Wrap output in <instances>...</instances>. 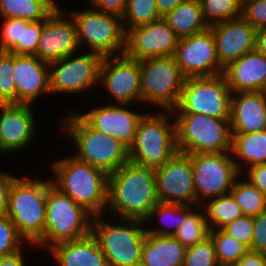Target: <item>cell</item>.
<instances>
[{"label": "cell", "instance_id": "obj_18", "mask_svg": "<svg viewBox=\"0 0 266 266\" xmlns=\"http://www.w3.org/2000/svg\"><path fill=\"white\" fill-rule=\"evenodd\" d=\"M63 17V12L57 7L43 20L35 55L44 62L50 63L74 55L80 46L74 18L70 15V21Z\"/></svg>", "mask_w": 266, "mask_h": 266}, {"label": "cell", "instance_id": "obj_42", "mask_svg": "<svg viewBox=\"0 0 266 266\" xmlns=\"http://www.w3.org/2000/svg\"><path fill=\"white\" fill-rule=\"evenodd\" d=\"M2 24V36L0 40V51L10 52L21 41L22 19L4 18Z\"/></svg>", "mask_w": 266, "mask_h": 266}, {"label": "cell", "instance_id": "obj_27", "mask_svg": "<svg viewBox=\"0 0 266 266\" xmlns=\"http://www.w3.org/2000/svg\"><path fill=\"white\" fill-rule=\"evenodd\" d=\"M163 19L180 39L209 28L203 17L200 0H183L175 9L163 16Z\"/></svg>", "mask_w": 266, "mask_h": 266}, {"label": "cell", "instance_id": "obj_16", "mask_svg": "<svg viewBox=\"0 0 266 266\" xmlns=\"http://www.w3.org/2000/svg\"><path fill=\"white\" fill-rule=\"evenodd\" d=\"M179 40L178 35L161 18L129 29L125 36L124 54L136 60L173 56Z\"/></svg>", "mask_w": 266, "mask_h": 266}, {"label": "cell", "instance_id": "obj_30", "mask_svg": "<svg viewBox=\"0 0 266 266\" xmlns=\"http://www.w3.org/2000/svg\"><path fill=\"white\" fill-rule=\"evenodd\" d=\"M243 215L256 217L266 208V194L261 192L249 180L234 181L230 190Z\"/></svg>", "mask_w": 266, "mask_h": 266}, {"label": "cell", "instance_id": "obj_6", "mask_svg": "<svg viewBox=\"0 0 266 266\" xmlns=\"http://www.w3.org/2000/svg\"><path fill=\"white\" fill-rule=\"evenodd\" d=\"M176 119L177 150L186 154L231 152L230 119L202 114L178 113Z\"/></svg>", "mask_w": 266, "mask_h": 266}, {"label": "cell", "instance_id": "obj_26", "mask_svg": "<svg viewBox=\"0 0 266 266\" xmlns=\"http://www.w3.org/2000/svg\"><path fill=\"white\" fill-rule=\"evenodd\" d=\"M186 249L174 236L146 233L140 266H183Z\"/></svg>", "mask_w": 266, "mask_h": 266}, {"label": "cell", "instance_id": "obj_24", "mask_svg": "<svg viewBox=\"0 0 266 266\" xmlns=\"http://www.w3.org/2000/svg\"><path fill=\"white\" fill-rule=\"evenodd\" d=\"M231 96L232 133H254L266 129V92H234ZM237 94V95H236Z\"/></svg>", "mask_w": 266, "mask_h": 266}, {"label": "cell", "instance_id": "obj_40", "mask_svg": "<svg viewBox=\"0 0 266 266\" xmlns=\"http://www.w3.org/2000/svg\"><path fill=\"white\" fill-rule=\"evenodd\" d=\"M21 239L12 220L0 214V258L20 251Z\"/></svg>", "mask_w": 266, "mask_h": 266}, {"label": "cell", "instance_id": "obj_13", "mask_svg": "<svg viewBox=\"0 0 266 266\" xmlns=\"http://www.w3.org/2000/svg\"><path fill=\"white\" fill-rule=\"evenodd\" d=\"M154 171L160 202L197 206L191 154L177 151Z\"/></svg>", "mask_w": 266, "mask_h": 266}, {"label": "cell", "instance_id": "obj_36", "mask_svg": "<svg viewBox=\"0 0 266 266\" xmlns=\"http://www.w3.org/2000/svg\"><path fill=\"white\" fill-rule=\"evenodd\" d=\"M200 3L208 26L241 16V0H200Z\"/></svg>", "mask_w": 266, "mask_h": 266}, {"label": "cell", "instance_id": "obj_15", "mask_svg": "<svg viewBox=\"0 0 266 266\" xmlns=\"http://www.w3.org/2000/svg\"><path fill=\"white\" fill-rule=\"evenodd\" d=\"M173 56L186 78L223 73L224 68L218 61L214 34L210 28L181 38Z\"/></svg>", "mask_w": 266, "mask_h": 266}, {"label": "cell", "instance_id": "obj_32", "mask_svg": "<svg viewBox=\"0 0 266 266\" xmlns=\"http://www.w3.org/2000/svg\"><path fill=\"white\" fill-rule=\"evenodd\" d=\"M210 230L216 257L220 266H231L239 261L249 249L231 235L227 234L223 229Z\"/></svg>", "mask_w": 266, "mask_h": 266}, {"label": "cell", "instance_id": "obj_7", "mask_svg": "<svg viewBox=\"0 0 266 266\" xmlns=\"http://www.w3.org/2000/svg\"><path fill=\"white\" fill-rule=\"evenodd\" d=\"M167 120L166 115L143 114L129 148L130 161L156 169L178 151L176 125H171Z\"/></svg>", "mask_w": 266, "mask_h": 266}, {"label": "cell", "instance_id": "obj_20", "mask_svg": "<svg viewBox=\"0 0 266 266\" xmlns=\"http://www.w3.org/2000/svg\"><path fill=\"white\" fill-rule=\"evenodd\" d=\"M125 104H112L82 114L96 130L106 133L124 144L128 149L134 142L141 114L125 109Z\"/></svg>", "mask_w": 266, "mask_h": 266}, {"label": "cell", "instance_id": "obj_48", "mask_svg": "<svg viewBox=\"0 0 266 266\" xmlns=\"http://www.w3.org/2000/svg\"><path fill=\"white\" fill-rule=\"evenodd\" d=\"M231 266H266V253L249 250L239 261Z\"/></svg>", "mask_w": 266, "mask_h": 266}, {"label": "cell", "instance_id": "obj_23", "mask_svg": "<svg viewBox=\"0 0 266 266\" xmlns=\"http://www.w3.org/2000/svg\"><path fill=\"white\" fill-rule=\"evenodd\" d=\"M222 75L232 93L266 92V55L257 49L228 64Z\"/></svg>", "mask_w": 266, "mask_h": 266}, {"label": "cell", "instance_id": "obj_4", "mask_svg": "<svg viewBox=\"0 0 266 266\" xmlns=\"http://www.w3.org/2000/svg\"><path fill=\"white\" fill-rule=\"evenodd\" d=\"M65 126L79 149L74 157L100 168L107 174L128 162L129 149L117 139L93 128L81 114L70 113Z\"/></svg>", "mask_w": 266, "mask_h": 266}, {"label": "cell", "instance_id": "obj_9", "mask_svg": "<svg viewBox=\"0 0 266 266\" xmlns=\"http://www.w3.org/2000/svg\"><path fill=\"white\" fill-rule=\"evenodd\" d=\"M232 92L221 75L187 77L177 107L171 112L230 119Z\"/></svg>", "mask_w": 266, "mask_h": 266}, {"label": "cell", "instance_id": "obj_8", "mask_svg": "<svg viewBox=\"0 0 266 266\" xmlns=\"http://www.w3.org/2000/svg\"><path fill=\"white\" fill-rule=\"evenodd\" d=\"M91 220V233L97 239L109 266H140L146 236V230L141 227L145 221L125 219L124 223L128 225L115 226L100 220L99 215Z\"/></svg>", "mask_w": 266, "mask_h": 266}, {"label": "cell", "instance_id": "obj_47", "mask_svg": "<svg viewBox=\"0 0 266 266\" xmlns=\"http://www.w3.org/2000/svg\"><path fill=\"white\" fill-rule=\"evenodd\" d=\"M248 177L255 187L266 194V163L250 167Z\"/></svg>", "mask_w": 266, "mask_h": 266}, {"label": "cell", "instance_id": "obj_35", "mask_svg": "<svg viewBox=\"0 0 266 266\" xmlns=\"http://www.w3.org/2000/svg\"><path fill=\"white\" fill-rule=\"evenodd\" d=\"M122 20L128 22L127 28L124 24L125 33L132 28L147 25L163 18L157 9L155 0H127V5Z\"/></svg>", "mask_w": 266, "mask_h": 266}, {"label": "cell", "instance_id": "obj_44", "mask_svg": "<svg viewBox=\"0 0 266 266\" xmlns=\"http://www.w3.org/2000/svg\"><path fill=\"white\" fill-rule=\"evenodd\" d=\"M251 251L266 253V208L254 217Z\"/></svg>", "mask_w": 266, "mask_h": 266}, {"label": "cell", "instance_id": "obj_49", "mask_svg": "<svg viewBox=\"0 0 266 266\" xmlns=\"http://www.w3.org/2000/svg\"><path fill=\"white\" fill-rule=\"evenodd\" d=\"M159 14L163 17L175 9L183 0H155Z\"/></svg>", "mask_w": 266, "mask_h": 266}, {"label": "cell", "instance_id": "obj_29", "mask_svg": "<svg viewBox=\"0 0 266 266\" xmlns=\"http://www.w3.org/2000/svg\"><path fill=\"white\" fill-rule=\"evenodd\" d=\"M233 153L237 159H244L249 167L266 163V129L254 133H232Z\"/></svg>", "mask_w": 266, "mask_h": 266}, {"label": "cell", "instance_id": "obj_39", "mask_svg": "<svg viewBox=\"0 0 266 266\" xmlns=\"http://www.w3.org/2000/svg\"><path fill=\"white\" fill-rule=\"evenodd\" d=\"M42 27L43 20L29 21L22 19L21 41H18L10 53L35 55Z\"/></svg>", "mask_w": 266, "mask_h": 266}, {"label": "cell", "instance_id": "obj_45", "mask_svg": "<svg viewBox=\"0 0 266 266\" xmlns=\"http://www.w3.org/2000/svg\"><path fill=\"white\" fill-rule=\"evenodd\" d=\"M100 12L114 14L122 17L125 12L127 0H89ZM99 8V9H98Z\"/></svg>", "mask_w": 266, "mask_h": 266}, {"label": "cell", "instance_id": "obj_43", "mask_svg": "<svg viewBox=\"0 0 266 266\" xmlns=\"http://www.w3.org/2000/svg\"><path fill=\"white\" fill-rule=\"evenodd\" d=\"M241 15L257 30L266 27V0H245Z\"/></svg>", "mask_w": 266, "mask_h": 266}, {"label": "cell", "instance_id": "obj_41", "mask_svg": "<svg viewBox=\"0 0 266 266\" xmlns=\"http://www.w3.org/2000/svg\"><path fill=\"white\" fill-rule=\"evenodd\" d=\"M254 217L242 215L222 229L251 251L253 239Z\"/></svg>", "mask_w": 266, "mask_h": 266}, {"label": "cell", "instance_id": "obj_50", "mask_svg": "<svg viewBox=\"0 0 266 266\" xmlns=\"http://www.w3.org/2000/svg\"><path fill=\"white\" fill-rule=\"evenodd\" d=\"M21 250L0 258V266H24Z\"/></svg>", "mask_w": 266, "mask_h": 266}, {"label": "cell", "instance_id": "obj_3", "mask_svg": "<svg viewBox=\"0 0 266 266\" xmlns=\"http://www.w3.org/2000/svg\"><path fill=\"white\" fill-rule=\"evenodd\" d=\"M88 218H93L89 211L62 193L51 180L47 181L45 228L43 238L37 244L50 249L58 243L89 235L92 222Z\"/></svg>", "mask_w": 266, "mask_h": 266}, {"label": "cell", "instance_id": "obj_21", "mask_svg": "<svg viewBox=\"0 0 266 266\" xmlns=\"http://www.w3.org/2000/svg\"><path fill=\"white\" fill-rule=\"evenodd\" d=\"M48 70L49 63L36 55L14 54L12 74L16 84V104L30 105L40 94L50 92Z\"/></svg>", "mask_w": 266, "mask_h": 266}, {"label": "cell", "instance_id": "obj_34", "mask_svg": "<svg viewBox=\"0 0 266 266\" xmlns=\"http://www.w3.org/2000/svg\"><path fill=\"white\" fill-rule=\"evenodd\" d=\"M190 205H182V204H173V203H163L159 202L158 204L155 205V207L151 210L149 213L148 218L145 220L148 221L150 217H153L155 215H159L161 219V223L163 221V224L165 225L168 220L172 219L171 222L172 224L169 225V222L167 225H169L168 229L164 228L161 229H146V233L148 234H153L156 236H173L176 231L178 230L180 224L184 221L185 217L191 212ZM174 217V219L172 218ZM166 220V221H164ZM161 229V230H160ZM170 229V230H169ZM174 229V230H173ZM172 230V231H171Z\"/></svg>", "mask_w": 266, "mask_h": 266}, {"label": "cell", "instance_id": "obj_1", "mask_svg": "<svg viewBox=\"0 0 266 266\" xmlns=\"http://www.w3.org/2000/svg\"><path fill=\"white\" fill-rule=\"evenodd\" d=\"M159 202L153 168L129 160L108 174L107 204L120 219L145 221Z\"/></svg>", "mask_w": 266, "mask_h": 266}, {"label": "cell", "instance_id": "obj_33", "mask_svg": "<svg viewBox=\"0 0 266 266\" xmlns=\"http://www.w3.org/2000/svg\"><path fill=\"white\" fill-rule=\"evenodd\" d=\"M205 214L191 211L173 235L186 248L196 245L209 237L210 227Z\"/></svg>", "mask_w": 266, "mask_h": 266}, {"label": "cell", "instance_id": "obj_14", "mask_svg": "<svg viewBox=\"0 0 266 266\" xmlns=\"http://www.w3.org/2000/svg\"><path fill=\"white\" fill-rule=\"evenodd\" d=\"M71 57L72 54L49 63L50 92L81 93L99 82L102 55L89 52Z\"/></svg>", "mask_w": 266, "mask_h": 266}, {"label": "cell", "instance_id": "obj_11", "mask_svg": "<svg viewBox=\"0 0 266 266\" xmlns=\"http://www.w3.org/2000/svg\"><path fill=\"white\" fill-rule=\"evenodd\" d=\"M70 15L76 22L79 45L84 40L91 52L103 57H113L118 51L124 54L126 33L120 16L100 12L97 9L75 11Z\"/></svg>", "mask_w": 266, "mask_h": 266}, {"label": "cell", "instance_id": "obj_17", "mask_svg": "<svg viewBox=\"0 0 266 266\" xmlns=\"http://www.w3.org/2000/svg\"><path fill=\"white\" fill-rule=\"evenodd\" d=\"M121 56H106L100 67L99 82L108 90L117 103L130 104L141 101V72L139 61ZM112 60H111V59Z\"/></svg>", "mask_w": 266, "mask_h": 266}, {"label": "cell", "instance_id": "obj_38", "mask_svg": "<svg viewBox=\"0 0 266 266\" xmlns=\"http://www.w3.org/2000/svg\"><path fill=\"white\" fill-rule=\"evenodd\" d=\"M183 266H220L210 236L186 249Z\"/></svg>", "mask_w": 266, "mask_h": 266}, {"label": "cell", "instance_id": "obj_31", "mask_svg": "<svg viewBox=\"0 0 266 266\" xmlns=\"http://www.w3.org/2000/svg\"><path fill=\"white\" fill-rule=\"evenodd\" d=\"M205 214L212 221L211 224H214H209L210 230H214L215 226L220 227L218 229H222L233 220L241 217L243 212L229 192L218 197H213L211 202H208Z\"/></svg>", "mask_w": 266, "mask_h": 266}, {"label": "cell", "instance_id": "obj_25", "mask_svg": "<svg viewBox=\"0 0 266 266\" xmlns=\"http://www.w3.org/2000/svg\"><path fill=\"white\" fill-rule=\"evenodd\" d=\"M59 266H109L95 236L58 243L48 249Z\"/></svg>", "mask_w": 266, "mask_h": 266}, {"label": "cell", "instance_id": "obj_46", "mask_svg": "<svg viewBox=\"0 0 266 266\" xmlns=\"http://www.w3.org/2000/svg\"><path fill=\"white\" fill-rule=\"evenodd\" d=\"M15 178L12 174L0 172V214L7 213L10 187Z\"/></svg>", "mask_w": 266, "mask_h": 266}, {"label": "cell", "instance_id": "obj_10", "mask_svg": "<svg viewBox=\"0 0 266 266\" xmlns=\"http://www.w3.org/2000/svg\"><path fill=\"white\" fill-rule=\"evenodd\" d=\"M141 72V101L174 110L186 77L174 56L138 60Z\"/></svg>", "mask_w": 266, "mask_h": 266}, {"label": "cell", "instance_id": "obj_2", "mask_svg": "<svg viewBox=\"0 0 266 266\" xmlns=\"http://www.w3.org/2000/svg\"><path fill=\"white\" fill-rule=\"evenodd\" d=\"M53 168L52 184L91 215L100 216L107 205L108 174L74 156L55 162Z\"/></svg>", "mask_w": 266, "mask_h": 266}, {"label": "cell", "instance_id": "obj_12", "mask_svg": "<svg viewBox=\"0 0 266 266\" xmlns=\"http://www.w3.org/2000/svg\"><path fill=\"white\" fill-rule=\"evenodd\" d=\"M228 154L227 152L191 154L197 206L201 203L204 206L201 196L218 197L229 193L233 187L235 178L240 174V165Z\"/></svg>", "mask_w": 266, "mask_h": 266}, {"label": "cell", "instance_id": "obj_51", "mask_svg": "<svg viewBox=\"0 0 266 266\" xmlns=\"http://www.w3.org/2000/svg\"><path fill=\"white\" fill-rule=\"evenodd\" d=\"M256 49L266 55V27L256 30Z\"/></svg>", "mask_w": 266, "mask_h": 266}, {"label": "cell", "instance_id": "obj_19", "mask_svg": "<svg viewBox=\"0 0 266 266\" xmlns=\"http://www.w3.org/2000/svg\"><path fill=\"white\" fill-rule=\"evenodd\" d=\"M209 28L214 34L218 61L223 68L256 49V29L242 15Z\"/></svg>", "mask_w": 266, "mask_h": 266}, {"label": "cell", "instance_id": "obj_22", "mask_svg": "<svg viewBox=\"0 0 266 266\" xmlns=\"http://www.w3.org/2000/svg\"><path fill=\"white\" fill-rule=\"evenodd\" d=\"M0 109V152H14L33 138L35 119L29 104H0Z\"/></svg>", "mask_w": 266, "mask_h": 266}, {"label": "cell", "instance_id": "obj_28", "mask_svg": "<svg viewBox=\"0 0 266 266\" xmlns=\"http://www.w3.org/2000/svg\"><path fill=\"white\" fill-rule=\"evenodd\" d=\"M56 8L54 0H0L3 18L41 21L46 20Z\"/></svg>", "mask_w": 266, "mask_h": 266}, {"label": "cell", "instance_id": "obj_5", "mask_svg": "<svg viewBox=\"0 0 266 266\" xmlns=\"http://www.w3.org/2000/svg\"><path fill=\"white\" fill-rule=\"evenodd\" d=\"M47 181L15 178L10 187L6 215L19 235L36 244L43 238L46 220Z\"/></svg>", "mask_w": 266, "mask_h": 266}, {"label": "cell", "instance_id": "obj_37", "mask_svg": "<svg viewBox=\"0 0 266 266\" xmlns=\"http://www.w3.org/2000/svg\"><path fill=\"white\" fill-rule=\"evenodd\" d=\"M14 54L0 51V104H16Z\"/></svg>", "mask_w": 266, "mask_h": 266}]
</instances>
